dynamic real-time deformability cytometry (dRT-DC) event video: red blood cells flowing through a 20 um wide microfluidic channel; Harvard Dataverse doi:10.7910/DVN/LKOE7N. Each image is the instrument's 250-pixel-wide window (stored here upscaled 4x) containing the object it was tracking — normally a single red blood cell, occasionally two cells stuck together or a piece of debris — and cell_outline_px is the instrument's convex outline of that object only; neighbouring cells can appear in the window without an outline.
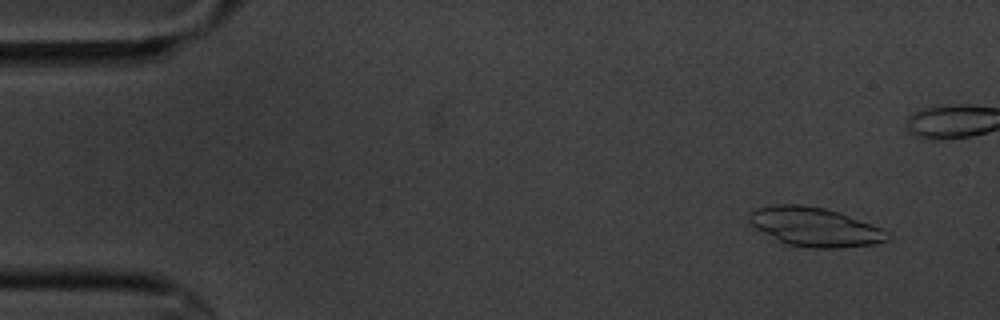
{"species": "common noctule bat (a hibernating species)", "species_latin": "Nyctalus noctula", "temperature_condition": "cold", "stored_images_in_passage": 4, "camera_frame_rate_fps": 3000, "um_per_image_px": 0.085, "animal": {"sex": "male", "body_mass_g": 20.1, "forearm_length_mm": 53.5}, "frame": {"image": 1, "passage_image": 2, "time_ms": 1.333, "image_size_px": [1000, 320], "cell_outline_px": [[892, 240], [872, 244], [844, 248], [808, 248], [788, 244], [756, 228], [748, 220], [748, 212], [756, 208], [776, 204], [804, 204], [824, 208], [840, 212], [880, 228], [888, 232], [892, 236]], "centroid_in_image_um": [69.29, 19.28], "position_along_channel_um": 15.7, "area_um2": 31.44}}